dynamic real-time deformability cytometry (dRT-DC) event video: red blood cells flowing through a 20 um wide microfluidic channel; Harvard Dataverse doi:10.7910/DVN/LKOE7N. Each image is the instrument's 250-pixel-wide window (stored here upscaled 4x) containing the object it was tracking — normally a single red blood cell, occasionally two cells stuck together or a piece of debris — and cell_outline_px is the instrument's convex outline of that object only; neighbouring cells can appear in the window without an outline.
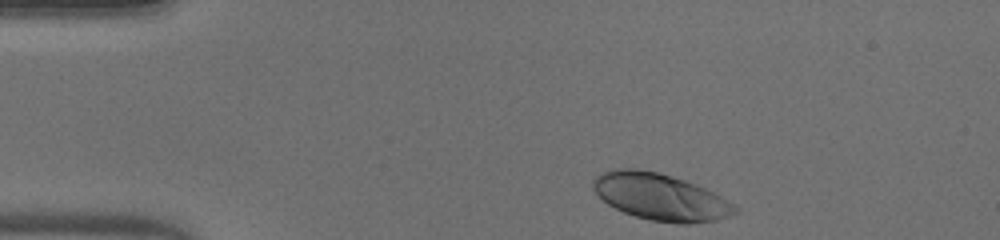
{"species": "human", "species_latin": "Homo sapiens", "temperature_condition": "warm", "stored_images_in_passage": 36, "camera_frame_rate_fps": 3000, "um_per_image_px": 0.085, "donor": {"sex": "male"}, "frame": {"image": 1, "passage_image": 1, "time_ms": 0.0, "image_size_px": [1000, 240], "cell_outline_px": [[740, 212], [716, 220], [688, 224], [680, 224], [648, 220], [624, 212], [608, 204], [592, 188], [592, 180], [600, 172], [612, 168], [636, 168], [656, 172], [672, 176], [684, 180], [704, 188], [736, 204], [740, 208]], "centroid_in_image_um": [56.14, 16.74], "position_along_channel_um": 28.9, "area_um2": 38.78}}
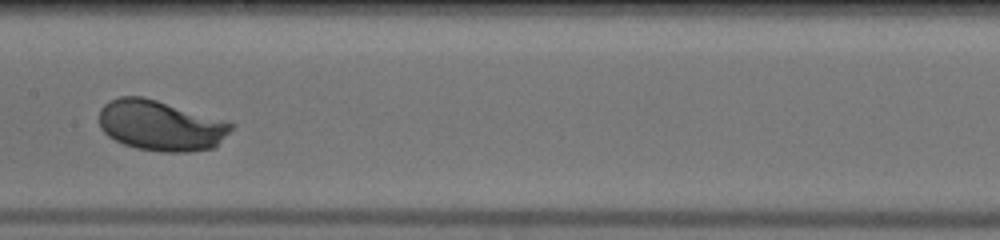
{"frame": {"image": 2, "passage_image": 18, "time_ms": 5.667, "image_size_px": [1000, 240], "cell_outline_px": [[236, 124], [212, 148], [188, 152], [160, 152], [136, 148], [124, 144], [108, 136], [100, 128], [100, 108], [108, 100], [120, 96], [144, 96], [228, 120]], "centroid_in_image_um": [13.65, 10.65], "position_along_channel_um": 193.8, "area_um2": 39.07}}
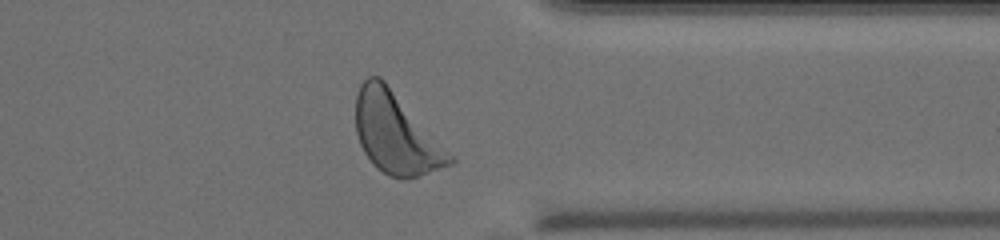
{"frame": {"image": 3, "passage_image": 32, "time_ms": 10.333, "image_size_px": [1000, 240], "cell_outline_px": [[456, 160], [452, 164], [420, 176], [404, 180], [400, 180], [388, 176], [376, 168], [372, 164], [364, 152], [360, 144], [356, 132], [356, 92], [360, 84], [368, 76], [380, 76], [384, 80], [456, 156]], "centroid_in_image_um": [33.68, 11.37], "position_along_channel_um": 377.7, "area_um2": 44.91}, "authors_computed_cell_mechanics": {"area_um2": 38.0324, "velocity_mm_per_s": 4.0561, "shape_relaxation_time_tau1_ms": 2.1507, "shape_relaxation_time_tau2_ms": 6.0156, "deformation_change_tau1": 0.1549, "deformation_change_tau2": 0.2212}}